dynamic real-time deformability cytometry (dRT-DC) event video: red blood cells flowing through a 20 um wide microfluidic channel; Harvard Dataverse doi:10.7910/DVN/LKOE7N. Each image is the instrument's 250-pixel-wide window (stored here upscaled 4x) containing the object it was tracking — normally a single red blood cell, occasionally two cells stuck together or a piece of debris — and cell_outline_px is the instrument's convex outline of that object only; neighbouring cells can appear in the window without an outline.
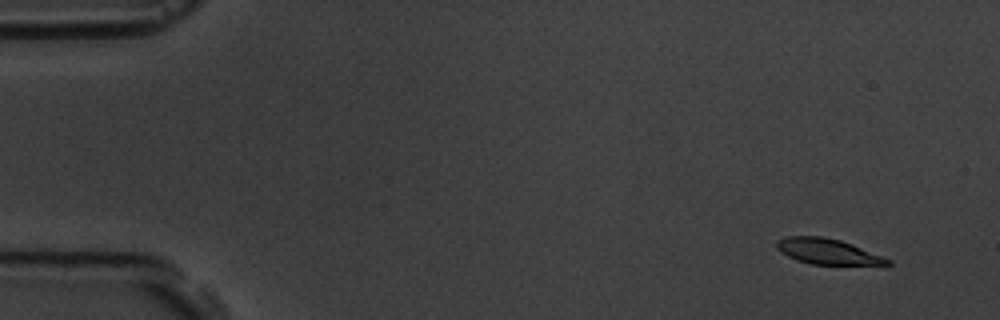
{"species": "common noctule bat (a hibernating species)", "species_latin": "Nyctalus noctula", "temperature_condition": "room temperature", "stored_images_in_passage": 5, "camera_frame_rate_fps": 3000, "um_per_image_px": 0.085, "animal": {"sex": "male", "body_mass_g": 19.5, "forearm_length_mm": 54.6}, "frame": {"image": 1, "passage_image": 2, "time_ms": 1.333, "image_size_px": [1000, 320], "cell_outline_px": [[892, 264], [888, 268], [812, 264], [796, 260], [780, 252], [776, 248], [776, 240], [788, 236], [820, 236], [840, 240], [852, 244], [892, 260]], "centroid_in_image_um": [70.5, 21.44], "position_along_channel_um": 14.5, "area_um2": 17.46}}
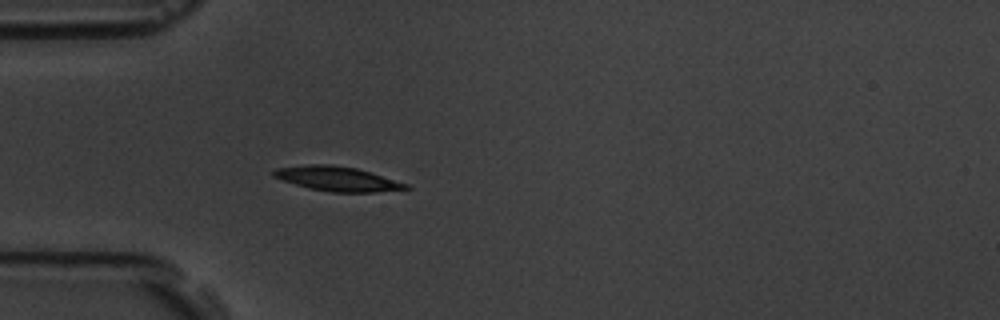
{"frame": {"image": 2, "passage_image": 5, "time_ms": 5.667, "image_size_px": [1000, 320], "cell_outline_px": [[412, 188], [376, 192], [332, 192], [308, 188], [272, 176], [268, 172], [276, 168], [308, 164], [328, 164], [356, 168], [408, 184]], "centroid_in_image_um": [28.62, 15.19], "position_along_channel_um": 56.4, "area_um2": 18.79}}